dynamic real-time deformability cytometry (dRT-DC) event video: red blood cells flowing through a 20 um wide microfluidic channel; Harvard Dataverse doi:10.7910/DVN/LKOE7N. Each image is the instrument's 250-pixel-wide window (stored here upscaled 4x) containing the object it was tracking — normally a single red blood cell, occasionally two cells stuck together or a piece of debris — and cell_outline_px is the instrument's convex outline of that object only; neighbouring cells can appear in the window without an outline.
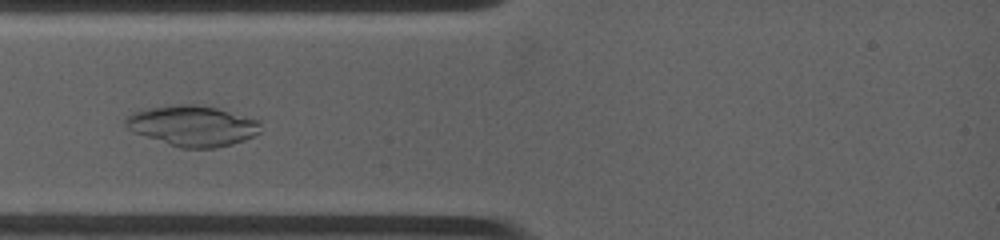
{"species": "common noctule bat (a hibernating species)", "species_latin": "Nyctalus noctula", "temperature_condition": "warm", "stored_images_in_passage": 25, "camera_frame_rate_fps": 4500, "um_per_image_px": 0.085, "animal": {"sex": "female", "body_mass_g": 19.0, "forearm_length_mm": 53.3}, "frame": {"image": 1, "passage_image": 2, "time_ms": 0.444, "image_size_px": [1000, 240], "cell_outline_px": [[260, 132], [244, 140], [232, 144], [216, 148], [180, 148], [136, 132], [128, 128], [124, 124], [124, 120], [132, 112], [152, 108], [176, 104], [196, 104], [216, 108], [260, 120]], "centroid_in_image_um": [16.4, 10.69], "position_along_channel_um": 68.6, "area_um2": 31.5}}
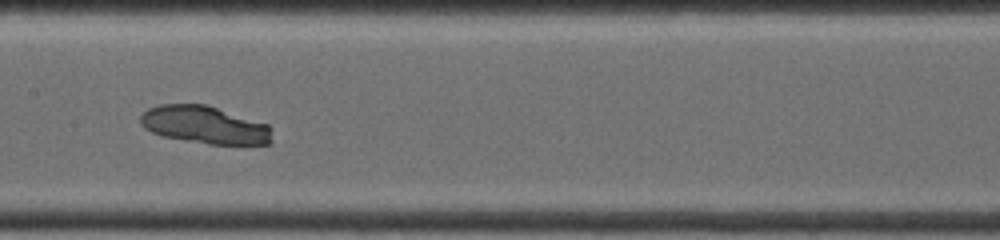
{"frame": {"image": 2, "passage_image": 10, "time_ms": 3.556, "image_size_px": [1000, 240], "cell_outline_px": [[272, 144], [208, 144], [160, 136], [144, 128], [140, 124], [140, 116], [148, 108], [160, 104], [204, 104], [268, 124], [272, 128]], "centroid_in_image_um": [17.39, 10.63], "position_along_channel_um": 190.0, "area_um2": 28.96}}
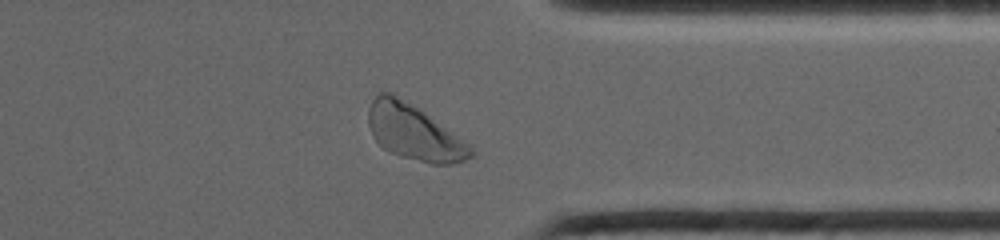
{"frame": {"image": 3, "passage_image": 22, "time_ms": 8.444, "image_size_px": [1000, 240], "cell_outline_px": [[472, 156], [464, 160], [452, 164], [432, 164], [400, 156], [388, 152], [372, 136], [368, 124], [368, 108], [372, 100], [380, 92], [388, 92], [396, 96], [416, 108], [468, 144], [472, 148]], "centroid_in_image_um": [35.12, 11.28], "position_along_channel_um": 376.3, "area_um2": 32.02}}